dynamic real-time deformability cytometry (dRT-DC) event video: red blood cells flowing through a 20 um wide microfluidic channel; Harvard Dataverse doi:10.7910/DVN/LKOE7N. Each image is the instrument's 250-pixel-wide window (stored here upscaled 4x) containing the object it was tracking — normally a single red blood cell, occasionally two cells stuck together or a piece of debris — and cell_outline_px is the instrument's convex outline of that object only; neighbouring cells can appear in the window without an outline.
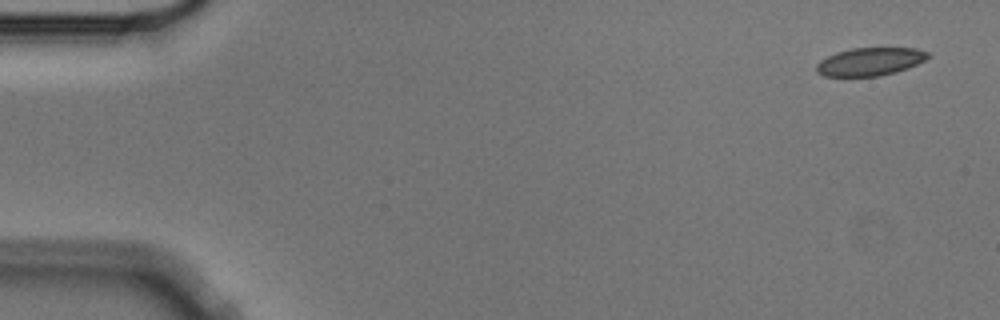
{"species": "Egyptian fruit bat (a non-hibernating species)", "species_latin": "Rousettus aegyptiacus", "temperature_condition": "cold", "stored_images_in_passage": 4, "camera_frame_rate_fps": 3000, "um_per_image_px": 0.085, "animal": {"sex": "male"}, "frame": {"image": 1, "passage_image": 1, "time_ms": 0.0, "image_size_px": [1000, 320], "cell_outline_px": [[932, 56], [908, 68], [896, 72], [880, 76], [824, 76], [816, 72], [816, 64], [820, 60], [836, 52], [852, 48], [916, 48], [928, 52]], "centroid_in_image_um": [73.95, 5.24], "position_along_channel_um": 11.0, "area_um2": 18.26}}
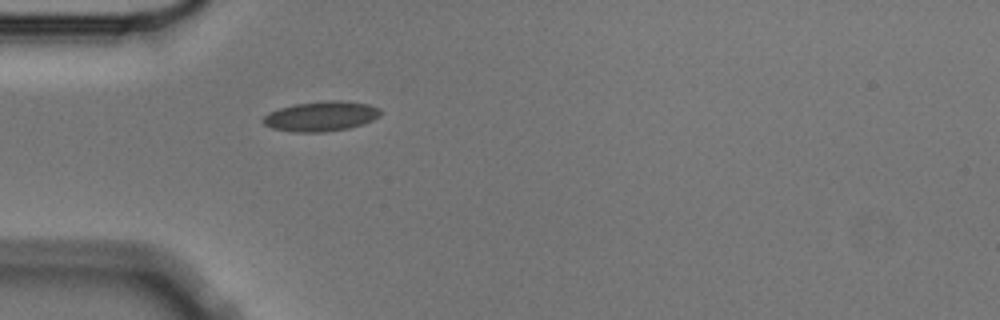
{"frame": {"image": 2, "passage_image": 4, "time_ms": 1.0, "image_size_px": [1000, 320], "cell_outline_px": [[384, 112], [380, 116], [364, 124], [348, 128], [324, 132], [292, 132], [272, 128], [264, 124], [260, 120], [268, 112], [292, 104], [328, 100], [344, 100], [368, 104], [380, 108]], "centroid_in_image_um": [27.3, 9.87], "position_along_channel_um": 57.7, "area_um2": 20.81}}